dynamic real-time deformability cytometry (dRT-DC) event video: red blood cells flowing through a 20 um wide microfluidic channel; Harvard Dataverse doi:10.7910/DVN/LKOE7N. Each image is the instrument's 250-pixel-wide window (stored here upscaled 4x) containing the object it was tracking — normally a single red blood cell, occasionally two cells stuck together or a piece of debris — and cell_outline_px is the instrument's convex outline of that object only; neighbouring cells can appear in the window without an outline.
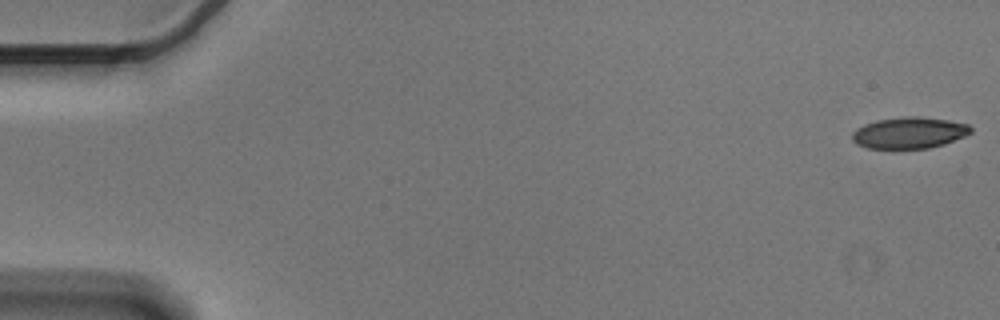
{"species": "Egyptian fruit bat (a non-hibernating species)", "species_latin": "Rousettus aegyptiacus", "temperature_condition": "cold", "stored_images_in_passage": 56, "camera_frame_rate_fps": 3000, "um_per_image_px": 0.085, "animal": {"sex": "male"}, "frame": {"image": 1, "passage_image": 1, "time_ms": 0.0, "image_size_px": [1000, 320], "cell_outline_px": [[972, 132], [964, 136], [944, 144], [928, 148], [868, 148], [856, 144], [852, 140], [852, 132], [856, 128], [864, 124], [876, 120], [904, 116], [916, 116], [948, 120], [968, 124], [972, 128]], "centroid_in_image_um": [77.26, 11.28], "position_along_channel_um": 7.7, "area_um2": 21.68}}
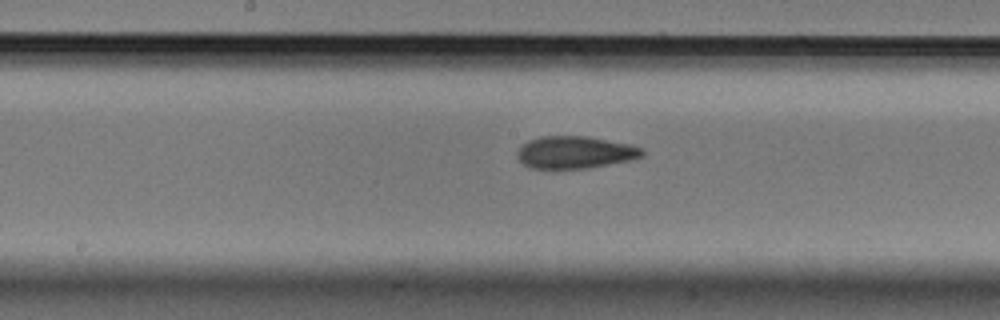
{"frame": {"image": 2, "passage_image": 29, "time_ms": 9.333, "image_size_px": [1000, 320], "cell_outline_px": [[644, 156], [632, 160], [588, 168], [556, 172], [532, 168], [524, 164], [516, 156], [516, 152], [528, 140], [540, 136], [588, 136], [628, 144], [640, 148], [644, 152]], "centroid_in_image_um": [48.83, 12.99], "position_along_channel_um": 199.4, "area_um2": 24.22}}
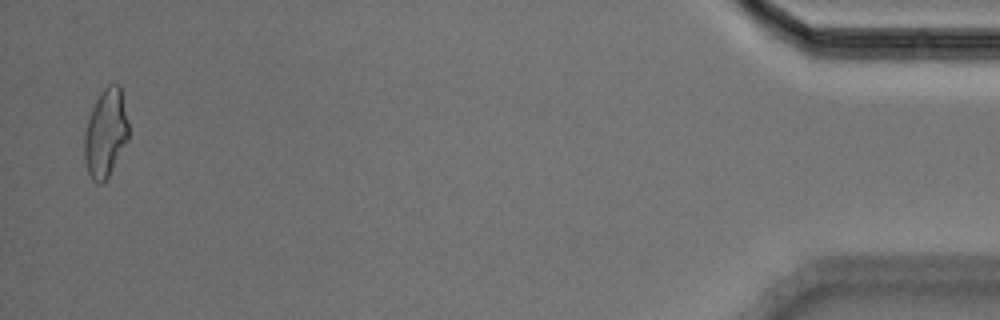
{"frame": {"image": 3, "passage_image": 55, "time_ms": 18.0, "image_size_px": [1000, 320], "cell_outline_px": [[128, 140], [108, 176], [100, 184], [96, 184], [92, 180], [88, 172], [84, 160], [84, 136], [88, 120], [92, 108], [96, 100], [104, 88], [108, 84], [120, 84], [128, 124]], "centroid_in_image_um": [8.97, 11.32], "position_along_channel_um": 426.2, "area_um2": 22.48}, "authors_computed_cell_mechanics": {"area_um2": 22.8888, "velocity_mm_per_s": 3.5924, "shape_relaxation_time_tau1_ms": 8.4899, "shape_relaxation_time_tau2_ms": 3.6832, "deformation_change_tau1": 0.1798, "deformation_change_tau2": 0.1115}}